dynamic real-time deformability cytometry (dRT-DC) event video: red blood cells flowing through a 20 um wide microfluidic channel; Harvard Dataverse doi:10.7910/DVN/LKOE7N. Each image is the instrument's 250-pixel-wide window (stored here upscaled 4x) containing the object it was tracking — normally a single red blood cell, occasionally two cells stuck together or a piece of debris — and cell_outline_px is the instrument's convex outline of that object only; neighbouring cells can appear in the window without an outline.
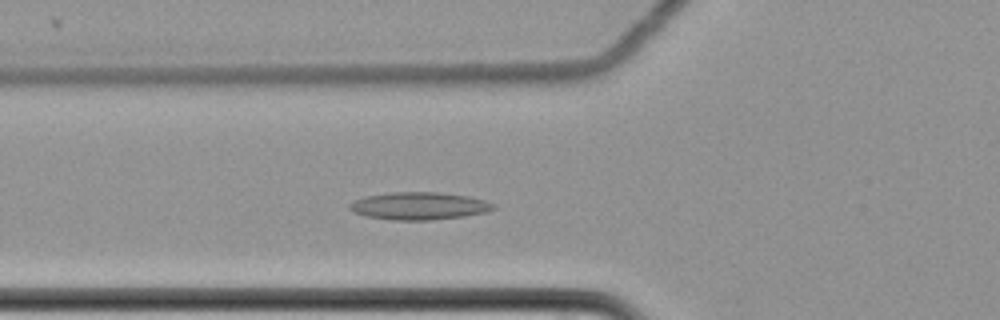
{"species": "common noctule bat (a hibernating species)", "species_latin": "Nyctalus noctula", "temperature_condition": "cold", "stored_images_in_passage": 2, "camera_frame_rate_fps": 3000, "um_per_image_px": 0.085, "animal": {"sex": "female", "body_mass_g": 22.7, "forearm_length_mm": 54.2}, "frame": {"image": 1, "passage_image": 2, "time_ms": 0.333, "image_size_px": [1000, 320], "cell_outline_px": [[496, 208], [484, 212], [464, 216], [432, 220], [396, 220], [364, 216], [352, 212], [348, 208], [348, 204], [364, 196], [392, 192], [440, 192], [468, 196], [484, 200], [496, 204]], "centroid_in_image_um": [35.6, 17.5], "position_along_channel_um": 90.2, "area_um2": 23.18}}